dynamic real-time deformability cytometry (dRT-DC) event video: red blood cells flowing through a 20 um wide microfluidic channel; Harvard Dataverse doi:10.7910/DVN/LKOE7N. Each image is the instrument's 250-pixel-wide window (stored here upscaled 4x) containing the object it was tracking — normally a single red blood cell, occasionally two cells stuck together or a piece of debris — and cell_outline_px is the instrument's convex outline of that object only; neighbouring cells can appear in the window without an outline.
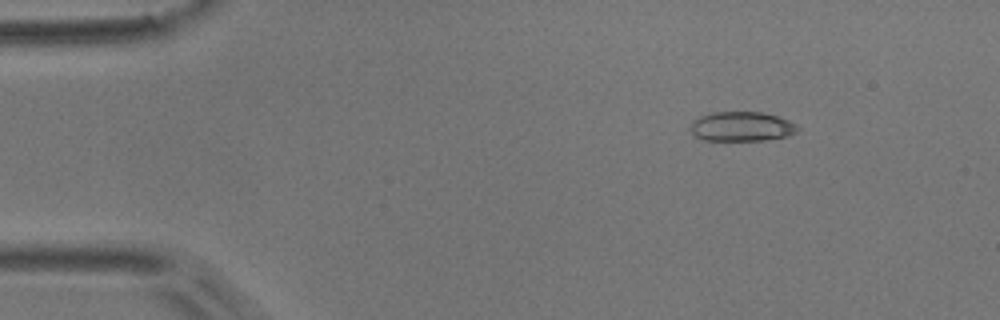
{"species": "common noctule bat (a hibernating species)", "species_latin": "Nyctalus noctula", "temperature_condition": "room temperature", "stored_images_in_passage": 5, "camera_frame_rate_fps": 3000, "um_per_image_px": 0.085, "animal": {"sex": "male", "body_mass_g": 17.9}, "frame": {"image": 1, "passage_image": 2, "time_ms": 0.333, "image_size_px": [1000, 320], "cell_outline_px": [[800, 128], [796, 132], [788, 136], [764, 140], [704, 140], [696, 136], [692, 132], [692, 120], [700, 116], [712, 112], [760, 112], [776, 116], [788, 120], [796, 124]], "centroid_in_image_um": [63.06, 10.75], "position_along_channel_um": 21.9, "area_um2": 18.32}}